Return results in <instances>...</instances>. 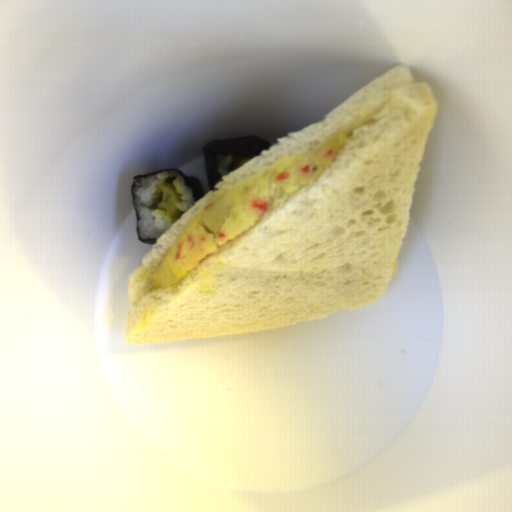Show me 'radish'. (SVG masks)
I'll return each mask as SVG.
<instances>
[{
	"label": "radish",
	"mask_w": 512,
	"mask_h": 512,
	"mask_svg": "<svg viewBox=\"0 0 512 512\" xmlns=\"http://www.w3.org/2000/svg\"><path fill=\"white\" fill-rule=\"evenodd\" d=\"M161 190L163 197L157 204L158 209L165 210L166 215L172 219L179 220L185 214V212H181L176 206V203L181 200L180 195L170 183L162 185Z\"/></svg>",
	"instance_id": "1"
}]
</instances>
